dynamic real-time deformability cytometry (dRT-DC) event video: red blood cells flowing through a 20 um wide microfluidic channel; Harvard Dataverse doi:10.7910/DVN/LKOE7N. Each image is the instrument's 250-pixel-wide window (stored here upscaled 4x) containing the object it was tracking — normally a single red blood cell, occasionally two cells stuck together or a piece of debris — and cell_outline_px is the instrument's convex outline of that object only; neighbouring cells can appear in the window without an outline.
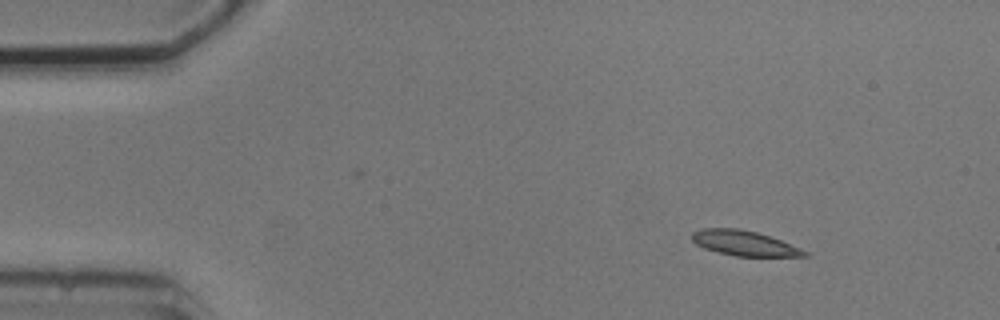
{"species": "common noctule bat (a hibernating species)", "species_latin": "Nyctalus noctula", "temperature_condition": "cold", "stored_images_in_passage": 3, "camera_frame_rate_fps": 3000, "um_per_image_px": 0.085, "animal": {"sex": "male", "body_mass_g": 20.5, "forearm_length_mm": 52.5}, "frame": {"image": 1, "passage_image": 1, "time_ms": 0.0, "image_size_px": [1000, 320], "cell_outline_px": [[808, 256], [736, 256], [704, 248], [696, 244], [692, 240], [692, 232], [700, 228], [740, 228], [756, 232], [780, 240], [808, 252]], "centroid_in_image_um": [63.21, 20.66], "position_along_channel_um": 21.8, "area_um2": 16.18}}